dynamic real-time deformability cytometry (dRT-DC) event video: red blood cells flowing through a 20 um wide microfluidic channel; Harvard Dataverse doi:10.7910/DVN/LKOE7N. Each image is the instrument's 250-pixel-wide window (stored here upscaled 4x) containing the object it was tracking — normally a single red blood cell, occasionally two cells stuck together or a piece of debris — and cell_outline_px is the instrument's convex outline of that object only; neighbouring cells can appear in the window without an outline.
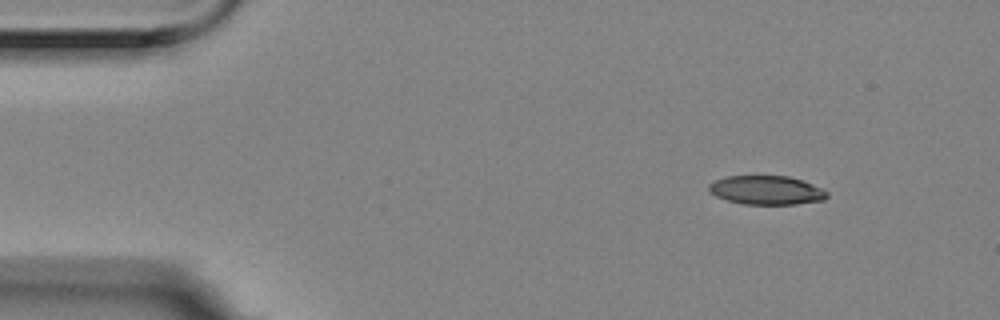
{"species": "Egyptian fruit bat (a non-hibernating species)", "species_latin": "Rousettus aegyptiacus", "temperature_condition": "room temperature", "stored_images_in_passage": 3, "camera_frame_rate_fps": 3000, "um_per_image_px": 0.085, "animal": {"sex": "female"}, "frame": {"image": 1, "passage_image": 1, "time_ms": 0.0, "image_size_px": [1000, 320], "cell_outline_px": [[828, 196], [824, 200], [796, 204], [744, 204], [728, 200], [716, 196], [708, 192], [708, 184], [716, 180], [728, 176], [788, 176], [804, 180], [828, 192]], "centroid_in_image_um": [65.15, 16.16], "position_along_channel_um": 19.9, "area_um2": 19.88}}